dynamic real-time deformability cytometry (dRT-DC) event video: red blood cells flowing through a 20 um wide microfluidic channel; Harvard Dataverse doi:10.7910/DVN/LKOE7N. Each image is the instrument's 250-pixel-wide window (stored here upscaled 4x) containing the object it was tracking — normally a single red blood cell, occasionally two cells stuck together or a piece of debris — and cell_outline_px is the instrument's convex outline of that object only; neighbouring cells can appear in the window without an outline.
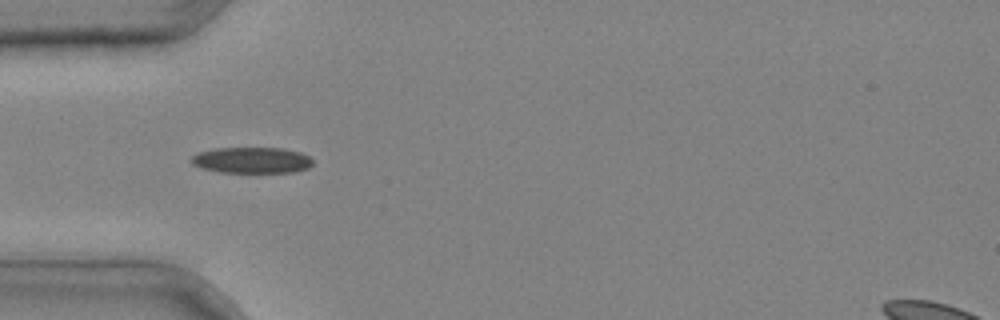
{"species": "common noctule bat (a hibernating species)", "species_latin": "Nyctalus noctula", "temperature_condition": "cold", "stored_images_in_passage": 31, "camera_frame_rate_fps": 3000, "um_per_image_px": 0.085, "animal": {"sex": "male", "body_mass_g": 20.4}, "frame": {"image": 1, "passage_image": 3, "time_ms": 0.667, "image_size_px": [1000, 320], "cell_outline_px": [[312, 164], [308, 168], [292, 172], [220, 172], [204, 168], [192, 164], [192, 156], [196, 152], [212, 148], [284, 148], [300, 152], [308, 156], [312, 160]], "centroid_in_image_um": [21.39, 13.6], "position_along_channel_um": 63.6, "area_um2": 18.38}}
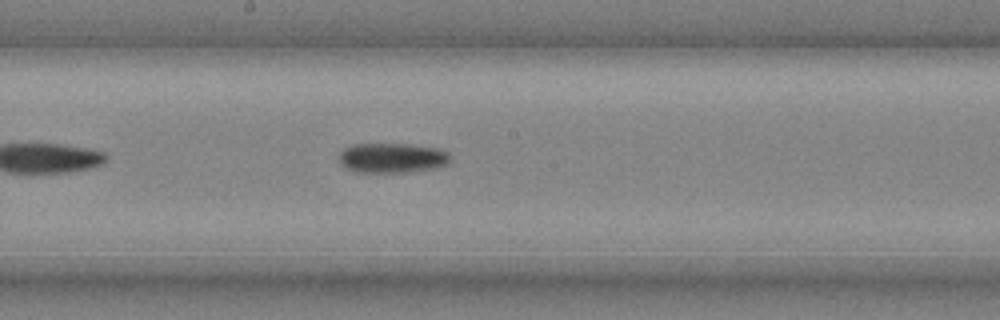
{"frame": {"image": 2, "passage_image": 13, "time_ms": 4.0, "image_size_px": [1000, 320], "cell_outline_px": [[452, 156], [448, 164], [436, 168], [404, 172], [356, 172], [348, 168], [340, 160], [340, 152], [344, 148], [352, 144], [412, 144], [440, 148], [448, 152]], "centroid_in_image_um": [33.4, 13.41], "position_along_channel_um": 214.8, "area_um2": 19.42}}
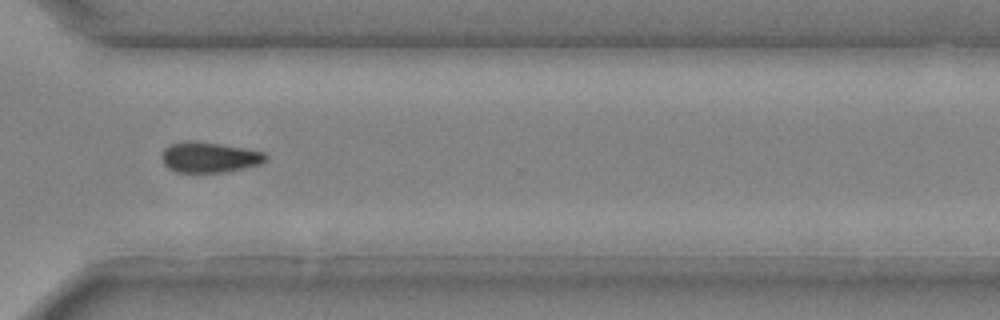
{"frame": {"image": 3, "passage_image": 22, "time_ms": 7.0, "image_size_px": [1000, 320], "cell_outline_px": [[268, 160], [260, 164], [244, 168], [224, 172], [176, 172], [168, 168], [164, 164], [160, 156], [164, 148], [172, 144], [188, 140], [220, 144], [248, 148], [264, 152], [268, 156]], "centroid_in_image_um": [17.81, 13.37], "position_along_channel_um": 352.8, "area_um2": 18.61}}